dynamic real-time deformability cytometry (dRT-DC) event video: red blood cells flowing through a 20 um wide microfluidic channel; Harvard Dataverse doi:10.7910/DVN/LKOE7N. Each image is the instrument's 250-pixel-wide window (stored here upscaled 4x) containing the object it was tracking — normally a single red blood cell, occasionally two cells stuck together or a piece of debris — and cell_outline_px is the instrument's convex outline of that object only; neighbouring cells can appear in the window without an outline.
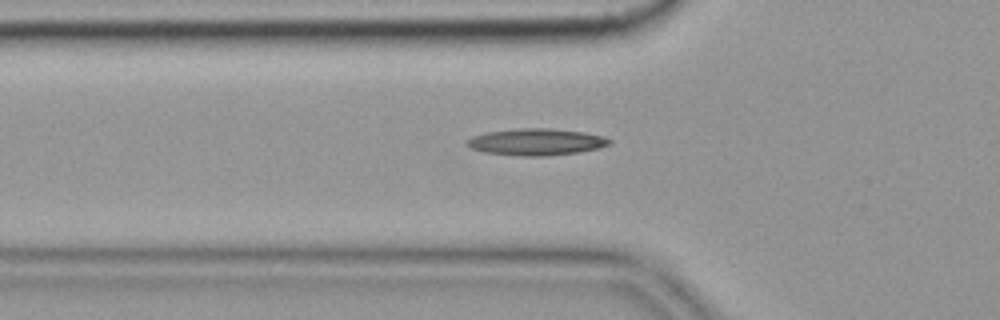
{"species": "common noctule bat (a hibernating species)", "species_latin": "Nyctalus noctula", "temperature_condition": "cold", "stored_images_in_passage": 43, "camera_frame_rate_fps": 3000, "um_per_image_px": 0.085, "animal": {"sex": "female", "body_mass_g": 19.9}, "frame": {"image": 1, "passage_image": 7, "time_ms": 2.0, "image_size_px": [1000, 320], "cell_outline_px": [[612, 144], [600, 148], [580, 152], [548, 156], [520, 156], [484, 152], [472, 148], [464, 144], [464, 140], [472, 136], [488, 132], [516, 128], [548, 128], [584, 132], [604, 136], [612, 140]], "centroid_in_image_um": [45.59, 12.06], "position_along_channel_um": 80.2, "area_um2": 22.48}}